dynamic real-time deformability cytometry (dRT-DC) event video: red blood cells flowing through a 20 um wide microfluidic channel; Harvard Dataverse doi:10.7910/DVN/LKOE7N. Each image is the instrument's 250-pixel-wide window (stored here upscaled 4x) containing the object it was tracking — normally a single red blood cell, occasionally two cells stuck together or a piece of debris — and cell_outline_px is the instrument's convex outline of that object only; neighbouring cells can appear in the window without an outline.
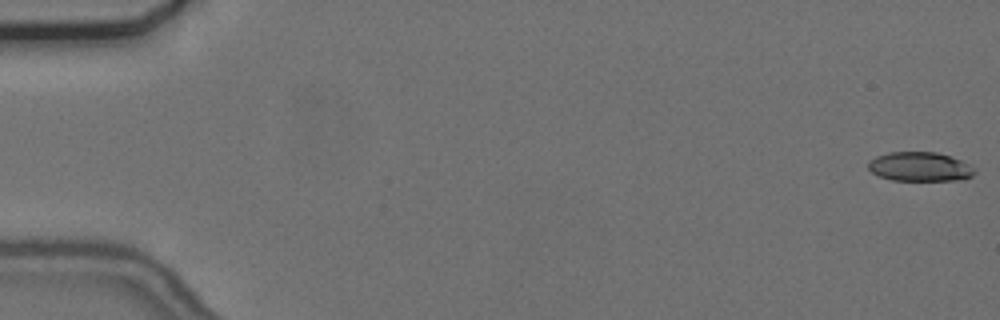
{"species": "common noctule bat (a hibernating species)", "species_latin": "Nyctalus noctula", "temperature_condition": "cold", "stored_images_in_passage": 56, "camera_frame_rate_fps": 3000, "um_per_image_px": 0.085, "animal": {"sex": "female", "body_mass_g": 24.6, "forearm_length_mm": 56.2}, "frame": {"image": 1, "passage_image": 1, "time_ms": 0.0, "image_size_px": [1000, 320], "cell_outline_px": [[976, 172], [972, 176], [964, 180], [892, 180], [880, 176], [872, 172], [868, 168], [868, 160], [876, 156], [888, 152], [936, 152], [960, 160], [976, 168]], "centroid_in_image_um": [78.19, 14.17], "position_along_channel_um": 6.8, "area_um2": 18.15}}
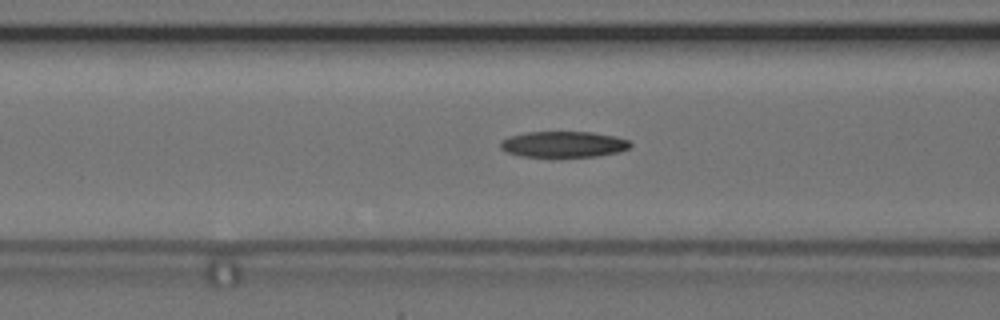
{"frame": {"image": 2, "passage_image": 23, "time_ms": 7.333, "image_size_px": [1000, 320], "cell_outline_px": [[632, 144], [628, 148], [620, 152], [596, 156], [520, 156], [504, 152], [500, 148], [500, 140], [512, 136], [528, 132], [592, 132], [616, 136], [628, 140]], "centroid_in_image_um": [47.89, 12.26], "position_along_channel_um": 118.7, "area_um2": 19.59}}
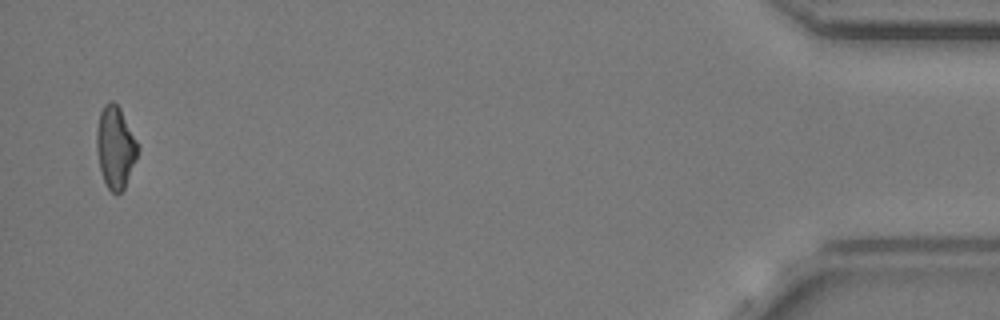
{"frame": {"image": 3, "passage_image": 55, "time_ms": 18.0, "image_size_px": [1000, 320], "cell_outline_px": [[140, 148], [136, 160], [124, 188], [120, 192], [112, 192], [108, 188], [104, 180], [100, 168], [96, 148], [96, 128], [100, 112], [104, 104], [112, 100], [120, 108], [140, 144]], "centroid_in_image_um": [9.82, 12.48], "position_along_channel_um": 425.4, "area_um2": 19.83}, "authors_computed_cell_mechanics": {"area_um2": 19.7965, "velocity_mm_per_s": 3.6804, "shape_relaxation_time_tau1_ms": 4.6408, "shape_relaxation_time_tau2_ms": null, "deformation_change_tau1": 0.1591, "deformation_change_tau2": null}}